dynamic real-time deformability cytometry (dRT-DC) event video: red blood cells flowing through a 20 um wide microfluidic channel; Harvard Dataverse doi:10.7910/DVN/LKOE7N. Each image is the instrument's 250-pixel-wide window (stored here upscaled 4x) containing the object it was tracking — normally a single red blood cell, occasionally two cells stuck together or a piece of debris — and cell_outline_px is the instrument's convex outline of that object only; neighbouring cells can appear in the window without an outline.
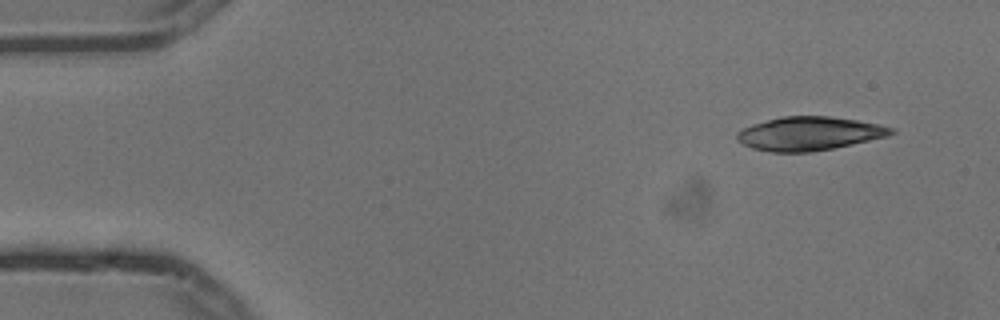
{"species": "common noctule bat (a hibernating species)", "species_latin": "Nyctalus noctula", "temperature_condition": "cold", "stored_images_in_passage": 4, "camera_frame_rate_fps": 3000, "um_per_image_px": 0.085, "animal": {"sex": "male", "body_mass_g": 13.3}, "frame": {"image": 1, "passage_image": 1, "time_ms": 0.0, "image_size_px": [1000, 320], "cell_outline_px": [[896, 132], [888, 136], [832, 148], [812, 152], [768, 152], [752, 148], [736, 140], [736, 132], [752, 124], [784, 116], [828, 116], [856, 120], [896, 128]], "centroid_in_image_um": [68.77, 11.36], "position_along_channel_um": 16.2, "area_um2": 30.06}}